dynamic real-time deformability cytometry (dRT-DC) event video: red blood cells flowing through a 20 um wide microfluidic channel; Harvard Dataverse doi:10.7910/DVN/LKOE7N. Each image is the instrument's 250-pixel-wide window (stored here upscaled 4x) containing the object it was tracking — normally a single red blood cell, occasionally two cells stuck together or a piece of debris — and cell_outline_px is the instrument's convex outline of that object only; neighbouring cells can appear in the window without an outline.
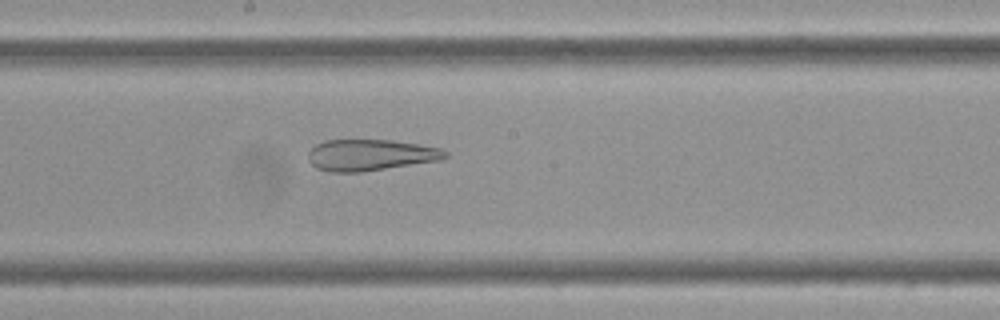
{"species": "Egyptian fruit bat (a non-hibernating species)", "species_latin": "Rousettus aegyptiacus", "temperature_condition": "cold", "stored_images_in_passage": 34, "camera_frame_rate_fps": 3000, "um_per_image_px": 0.085, "frame": {"image": 1, "passage_image": 15, "time_ms": 4.667, "image_size_px": [1000, 320], "cell_outline_px": [[448, 156], [440, 160], [360, 172], [328, 172], [316, 168], [308, 160], [308, 152], [316, 144], [324, 140], [392, 140], [440, 148], [448, 152]], "centroid_in_image_um": [31.45, 13.18], "position_along_channel_um": 216.8, "area_um2": 24.91}}
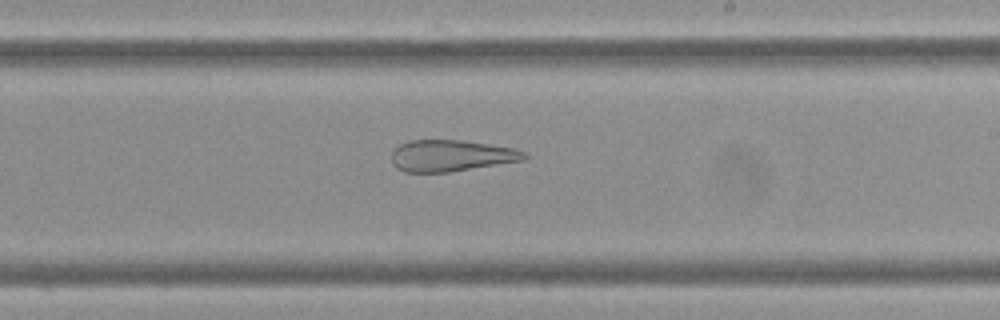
{"frame": {"image": 2, "passage_image": 18, "time_ms": 5.667, "image_size_px": [1000, 320], "cell_outline_px": [[528, 156], [524, 160], [448, 172], [404, 172], [396, 168], [392, 164], [392, 152], [400, 144], [412, 140], [460, 140], [512, 148], [524, 152]], "centroid_in_image_um": [38.3, 13.24], "position_along_channel_um": 250.7, "area_um2": 24.04}}
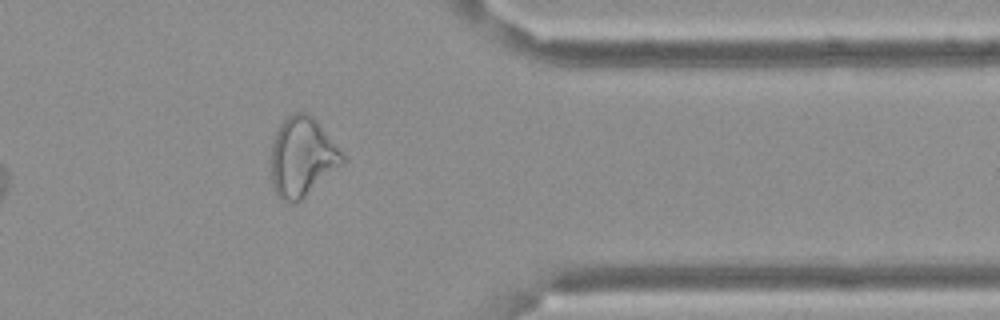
{"frame": {"image": 3, "passage_image": 31, "time_ms": 10.0, "image_size_px": [1000, 320], "cell_outline_px": [[344, 164], [296, 204], [288, 204], [276, 192], [272, 180], [272, 140], [280, 124], [292, 112], [308, 112], [316, 120], [344, 156]], "centroid_in_image_um": [25.69, 13.35], "position_along_channel_um": 385.7, "area_um2": 32.71}, "authors_computed_cell_mechanics": {"area_um2": 27.5706, "velocity_mm_per_s": 3.4162, "shape_relaxation_time_tau1_ms": null, "shape_relaxation_time_tau2_ms": 3.4049, "deformation_change_tau1": null, "deformation_change_tau2": 0.1441}}